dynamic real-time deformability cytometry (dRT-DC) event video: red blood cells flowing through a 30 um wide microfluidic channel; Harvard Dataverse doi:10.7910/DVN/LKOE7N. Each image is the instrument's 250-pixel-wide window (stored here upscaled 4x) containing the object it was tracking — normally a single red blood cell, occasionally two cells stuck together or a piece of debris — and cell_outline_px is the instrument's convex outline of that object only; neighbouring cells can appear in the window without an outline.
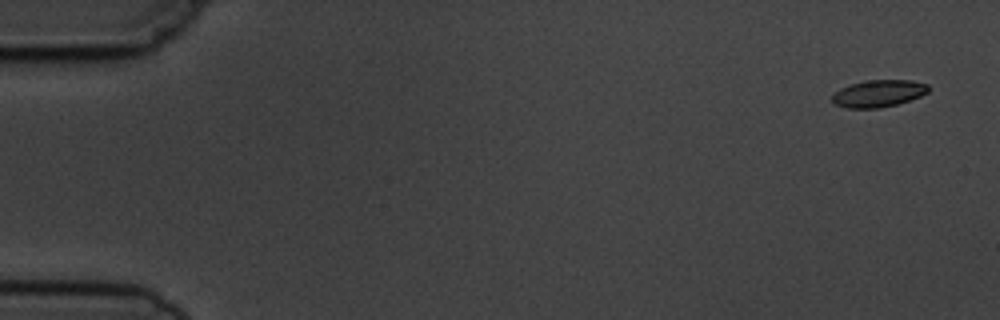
{"species": "common noctule bat (a hibernating species)", "species_latin": "Nyctalus noctula", "temperature_condition": "cold", "stored_images_in_passage": 6, "camera_frame_rate_fps": 3000, "um_per_image_px": 0.085, "animal": {"sex": "male", "body_mass_g": 19.5, "forearm_length_mm": 54.6}, "frame": {"image": 1, "passage_image": 1, "time_ms": 0.0, "image_size_px": [1000, 320], "cell_outline_px": [[928, 92], [920, 96], [896, 104], [880, 108], [848, 108], [832, 104], [832, 96], [840, 88], [864, 80], [912, 80], [928, 84]], "centroid_in_image_um": [74.65, 7.94], "position_along_channel_um": 10.4, "area_um2": 15.14}}